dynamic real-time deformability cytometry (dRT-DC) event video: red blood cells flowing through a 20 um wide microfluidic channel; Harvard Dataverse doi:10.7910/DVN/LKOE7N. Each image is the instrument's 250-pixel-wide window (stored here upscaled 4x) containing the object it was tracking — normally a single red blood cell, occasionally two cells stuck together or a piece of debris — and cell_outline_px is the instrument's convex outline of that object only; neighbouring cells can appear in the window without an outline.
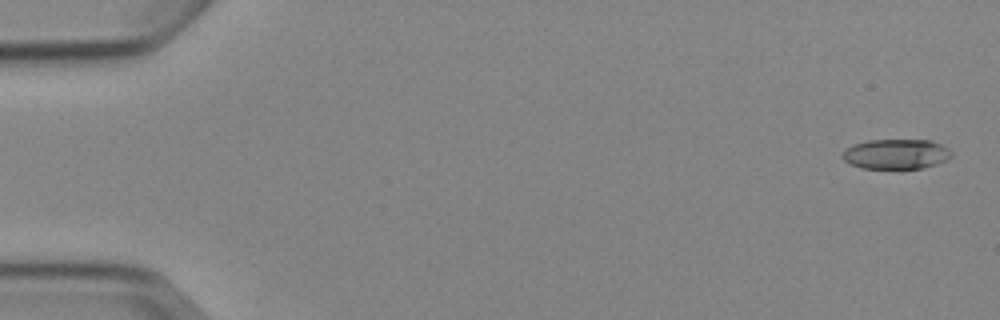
{"species": "Egyptian fruit bat (a non-hibernating species)", "species_latin": "Rousettus aegyptiacus", "temperature_condition": "cold", "stored_images_in_passage": 5, "camera_frame_rate_fps": 3000, "um_per_image_px": 0.085, "animal": {"sex": "female"}, "frame": {"image": 1, "passage_image": 1, "time_ms": 0.0, "image_size_px": [1000, 320], "cell_outline_px": [[952, 156], [948, 160], [936, 164], [920, 168], [860, 168], [848, 164], [840, 156], [852, 144], [868, 140], [932, 140], [948, 148], [952, 152]], "centroid_in_image_um": [76.16, 13.09], "position_along_channel_um": 8.8, "area_um2": 19.13}}
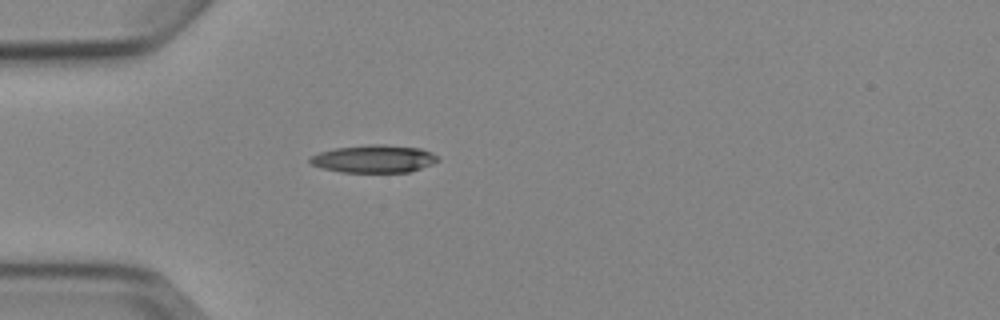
{"frame": {"image": 2, "passage_image": 5, "time_ms": 4.667, "image_size_px": [1000, 320], "cell_outline_px": [[440, 160], [432, 164], [408, 172], [340, 172], [320, 168], [312, 164], [308, 160], [312, 156], [320, 152], [332, 148], [368, 144], [384, 144], [420, 148], [432, 152], [440, 156]], "centroid_in_image_um": [31.8, 13.49], "position_along_channel_um": 53.2, "area_um2": 20.87}}